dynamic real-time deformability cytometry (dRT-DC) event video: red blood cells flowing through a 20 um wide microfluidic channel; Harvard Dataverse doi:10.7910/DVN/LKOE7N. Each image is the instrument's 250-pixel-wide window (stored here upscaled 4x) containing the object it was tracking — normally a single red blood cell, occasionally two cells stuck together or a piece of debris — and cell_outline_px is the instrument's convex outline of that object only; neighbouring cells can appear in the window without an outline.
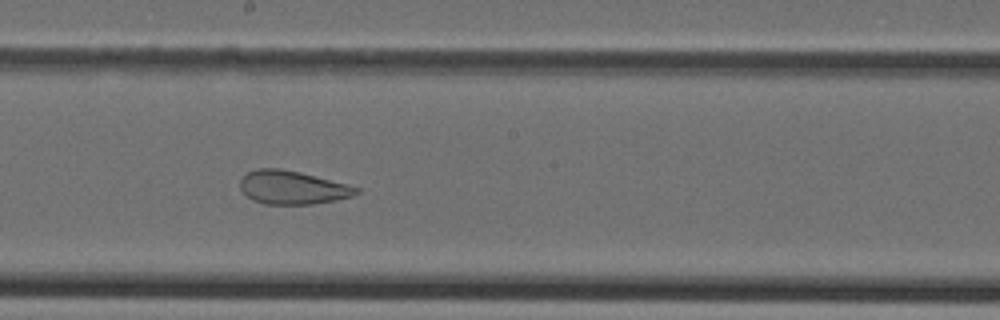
{"species": "Egyptian fruit bat (a non-hibernating species)", "species_latin": "Rousettus aegyptiacus", "temperature_condition": "cold", "stored_images_in_passage": 33, "camera_frame_rate_fps": 3000, "um_per_image_px": 0.085, "animal": {"sex": "female"}, "frame": {"image": 1, "passage_image": 12, "time_ms": 3.667, "image_size_px": [1000, 320], "cell_outline_px": [[360, 192], [352, 196], [336, 200], [312, 204], [264, 204], [252, 200], [240, 188], [240, 180], [248, 172], [256, 168], [280, 168], [300, 172], [348, 184], [360, 188]], "centroid_in_image_um": [24.87, 15.93], "position_along_channel_um": 223.3, "area_um2": 22.66}}
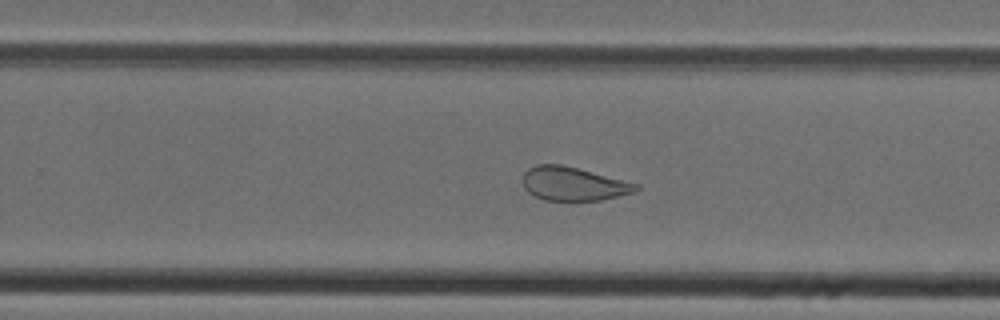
{"frame": {"image": 2, "passage_image": 16, "time_ms": 5.0, "image_size_px": [1000, 320], "cell_outline_px": [[640, 188], [632, 192], [600, 200], [544, 200], [528, 192], [524, 188], [524, 172], [528, 168], [536, 164], [560, 164], [640, 184]], "centroid_in_image_um": [48.71, 15.62], "position_along_channel_um": 281.1, "area_um2": 21.85}}
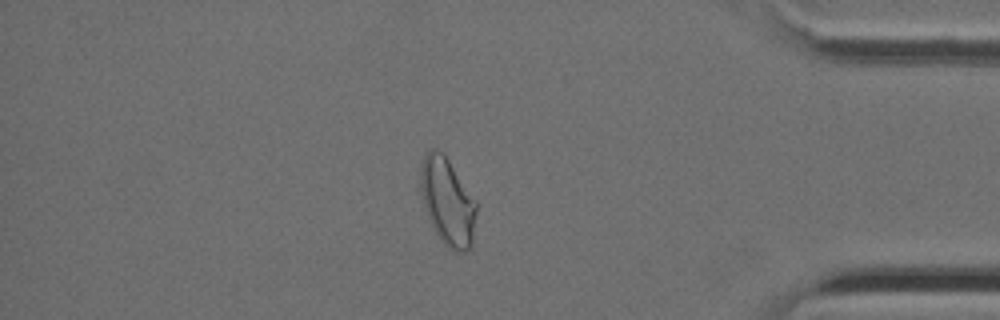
{"frame": {"image": 3, "passage_image": 26, "time_ms": 8.333, "image_size_px": [1000, 320], "cell_outline_px": [[476, 212], [472, 244], [468, 252], [452, 252], [440, 240], [416, 192], [416, 188], [420, 164], [424, 152], [428, 148], [436, 148], [448, 160], [476, 200]], "centroid_in_image_um": [37.96, 17.11], "position_along_channel_um": 397.2, "area_um2": 29.36}}